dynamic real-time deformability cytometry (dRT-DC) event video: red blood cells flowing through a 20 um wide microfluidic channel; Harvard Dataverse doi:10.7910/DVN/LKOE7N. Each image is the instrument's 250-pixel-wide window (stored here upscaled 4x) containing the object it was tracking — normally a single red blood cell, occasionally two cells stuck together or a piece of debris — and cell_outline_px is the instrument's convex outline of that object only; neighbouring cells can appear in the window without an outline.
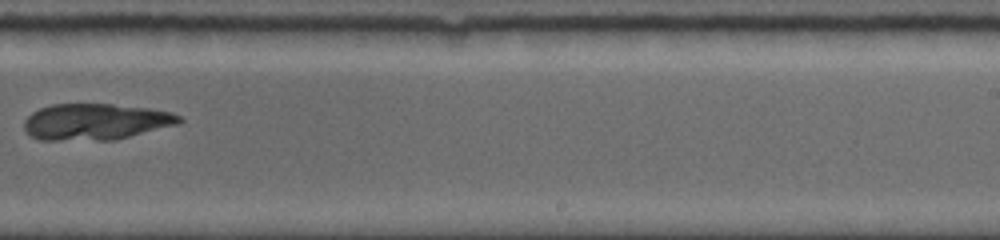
{"species": "common noctule bat (a hibernating species)", "species_latin": "Nyctalus noctula", "temperature_condition": "room temperature", "stored_images_in_passage": 6, "camera_frame_rate_fps": 5000, "um_per_image_px": 0.085, "animal": {"sex": "female", "body_mass_g": 19.0, "forearm_length_mm": 56.7}, "frame": {"image": 1, "passage_image": 6, "time_ms": 6.0, "image_size_px": [1000, 240], "cell_outline_px": [[184, 120], [180, 124], [116, 140], [40, 140], [28, 136], [24, 128], [24, 120], [32, 112], [40, 108], [52, 104], [112, 104], [148, 108], [172, 112], [180, 116]], "centroid_in_image_um": [8.14, 10.36], "position_along_channel_um": 280.9, "area_um2": 33.23}}